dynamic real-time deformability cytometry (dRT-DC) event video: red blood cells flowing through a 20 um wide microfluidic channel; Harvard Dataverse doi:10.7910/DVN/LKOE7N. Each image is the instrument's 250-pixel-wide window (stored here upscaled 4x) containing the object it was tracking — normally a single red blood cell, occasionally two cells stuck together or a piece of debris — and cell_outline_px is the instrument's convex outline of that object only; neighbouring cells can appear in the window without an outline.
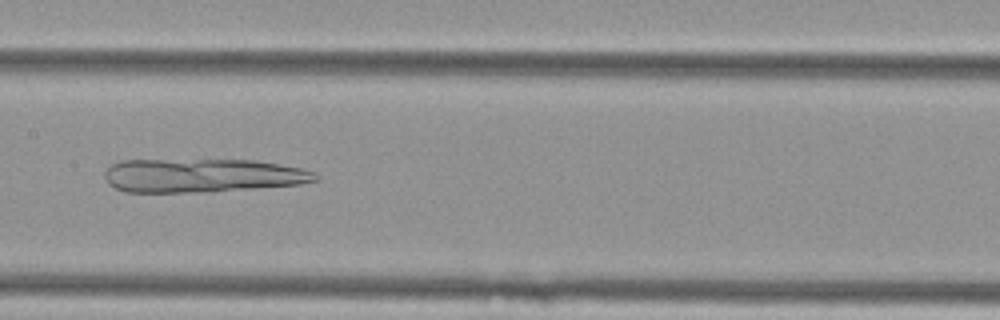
{"species": "Egyptian fruit bat (a non-hibernating species)", "species_latin": "Rousettus aegyptiacus", "temperature_condition": "cold", "stored_images_in_passage": 37, "camera_frame_rate_fps": 3000, "um_per_image_px": 0.085, "animal": {"sex": "female"}, "frame": {"image": 1, "passage_image": 11, "time_ms": 3.333, "image_size_px": [1000, 320], "cell_outline_px": [[320, 180], [300, 184], [212, 192], [124, 192], [108, 184], [104, 176], [104, 172], [112, 164], [120, 160], [256, 160], [304, 168], [316, 172], [320, 176]], "centroid_in_image_um": [17.24, 14.92], "position_along_channel_um": 190.2, "area_um2": 41.91}}